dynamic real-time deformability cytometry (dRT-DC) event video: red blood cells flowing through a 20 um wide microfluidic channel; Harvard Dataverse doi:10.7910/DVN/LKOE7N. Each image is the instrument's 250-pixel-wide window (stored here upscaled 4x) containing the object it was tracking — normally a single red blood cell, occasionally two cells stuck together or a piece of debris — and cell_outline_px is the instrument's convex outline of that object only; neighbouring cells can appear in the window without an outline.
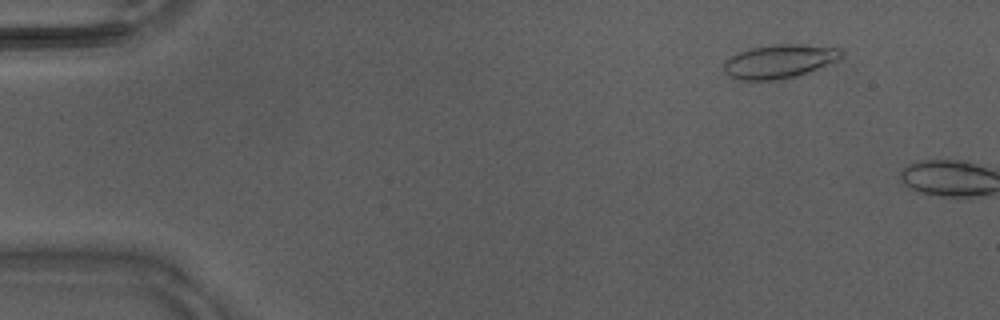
{"species": "Egyptian fruit bat (a non-hibernating species)", "species_latin": "Rousettus aegyptiacus", "temperature_condition": "warm", "stored_images_in_passage": 7, "camera_frame_rate_fps": 3000, "um_per_image_px": 0.085, "animal": {"sex": "male"}, "frame": {"image": 1, "passage_image": 5, "time_ms": 1.333, "image_size_px": [1000, 320], "cell_outline_px": [[844, 56], [840, 60], [796, 76], [776, 80], [736, 80], [728, 76], [724, 72], [724, 60], [736, 52], [752, 48], [772, 44], [796, 44], [844, 48]], "centroid_in_image_um": [66.25, 5.21], "position_along_channel_um": 18.8, "area_um2": 23.47}}